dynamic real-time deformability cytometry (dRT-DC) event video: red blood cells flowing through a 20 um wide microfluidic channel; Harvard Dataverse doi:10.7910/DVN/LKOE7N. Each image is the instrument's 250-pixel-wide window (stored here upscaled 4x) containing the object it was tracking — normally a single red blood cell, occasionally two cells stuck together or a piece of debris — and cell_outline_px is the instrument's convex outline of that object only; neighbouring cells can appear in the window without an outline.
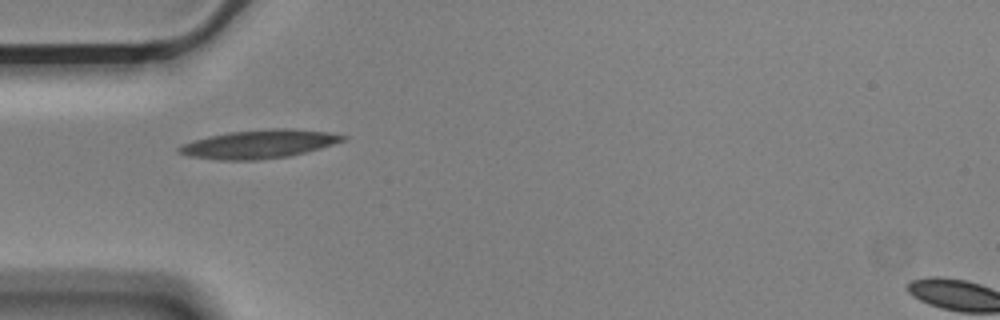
{"species": "Egyptian fruit bat (a non-hibernating species)", "species_latin": "Rousettus aegyptiacus", "temperature_condition": "cold", "stored_images_in_passage": 40, "camera_frame_rate_fps": 3000, "um_per_image_px": 0.085, "animal": {"sex": "male"}, "frame": {"image": 1, "passage_image": 1, "time_ms": 0.0, "image_size_px": [1000, 320], "cell_outline_px": [[348, 140], [320, 148], [288, 156], [256, 160], [220, 160], [188, 156], [176, 152], [176, 148], [180, 144], [192, 140], [208, 136], [228, 132], [272, 128], [292, 128], [328, 132], [348, 136]], "centroid_in_image_um": [21.99, 12.24], "position_along_channel_um": 63.0, "area_um2": 27.46}}
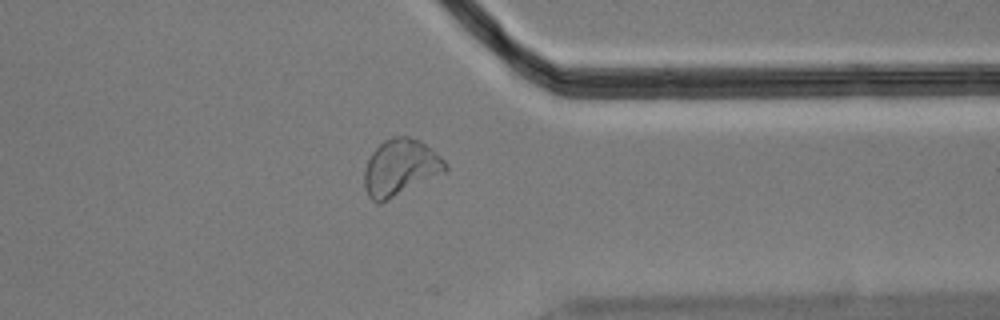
{"frame": {"image": 2, "passage_image": 28, "time_ms": 9.0, "image_size_px": [1000, 320], "cell_outline_px": [[448, 168], [444, 172], [380, 204], [376, 204], [368, 196], [364, 188], [364, 172], [368, 160], [372, 152], [384, 140], [392, 136], [408, 136], [420, 140], [440, 156], [448, 164]], "centroid_in_image_um": [34.01, 14.24], "position_along_channel_um": 377.4, "area_um2": 26.59}}
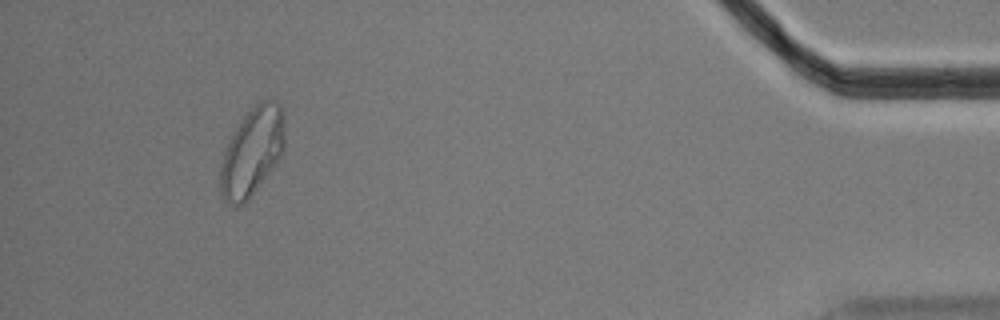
{"frame": {"image": 3, "passage_image": 36, "time_ms": 11.667, "image_size_px": [1000, 320], "cell_outline_px": [[284, 152], [276, 164], [248, 200], [244, 204], [224, 204], [220, 192], [220, 168], [224, 152], [236, 128], [244, 116], [260, 100], [272, 100], [280, 104], [284, 108]], "centroid_in_image_um": [21.45, 12.91], "position_along_channel_um": 413.8, "area_um2": 33.06}}